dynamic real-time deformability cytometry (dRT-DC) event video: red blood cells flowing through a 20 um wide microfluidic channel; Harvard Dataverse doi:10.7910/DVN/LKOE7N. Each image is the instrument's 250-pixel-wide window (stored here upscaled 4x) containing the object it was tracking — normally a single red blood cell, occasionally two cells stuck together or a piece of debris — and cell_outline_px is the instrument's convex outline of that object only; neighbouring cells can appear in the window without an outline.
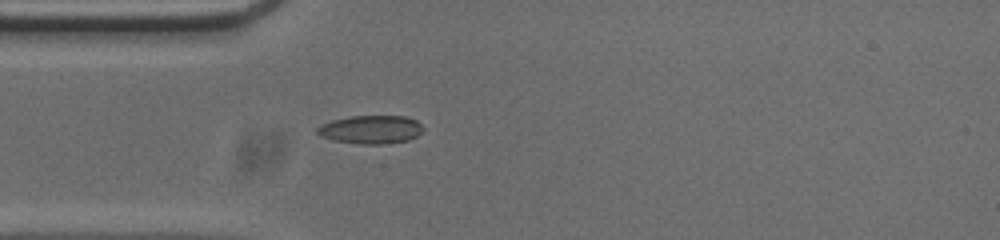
{"species": "common noctule bat (a hibernating species)", "species_latin": "Nyctalus noctula", "temperature_condition": "cold", "stored_images_in_passage": 34, "camera_frame_rate_fps": 3000, "um_per_image_px": 0.085, "animal": {"sex": "male", "body_mass_g": 20.0, "forearm_length_mm": 53.3}, "frame": {"image": 1, "passage_image": 1, "time_ms": 0.0, "image_size_px": [1000, 240], "cell_outline_px": [[424, 128], [416, 136], [408, 140], [380, 144], [360, 144], [332, 140], [320, 136], [316, 132], [316, 128], [320, 124], [332, 120], [352, 116], [404, 116], [416, 120]], "centroid_in_image_um": [31.48, 11.01], "position_along_channel_um": 53.5, "area_um2": 17.46}}
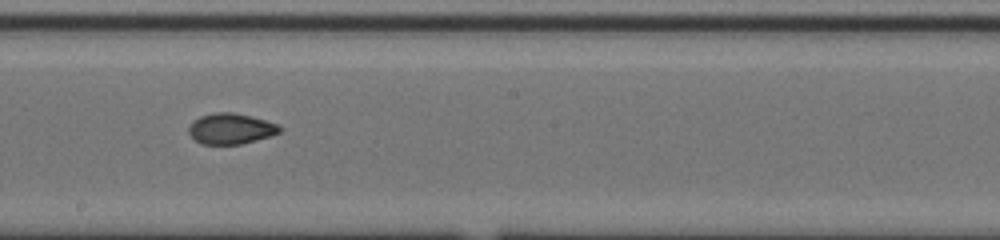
{"frame": {"image": 2, "passage_image": 15, "time_ms": 4.667, "image_size_px": [1000, 240], "cell_outline_px": [[284, 128], [280, 132], [272, 136], [240, 144], [200, 144], [188, 132], [188, 128], [192, 120], [200, 116], [212, 112], [232, 112], [252, 116], [276, 124]], "centroid_in_image_um": [19.61, 10.93], "position_along_channel_um": 228.6, "area_um2": 16.42}}
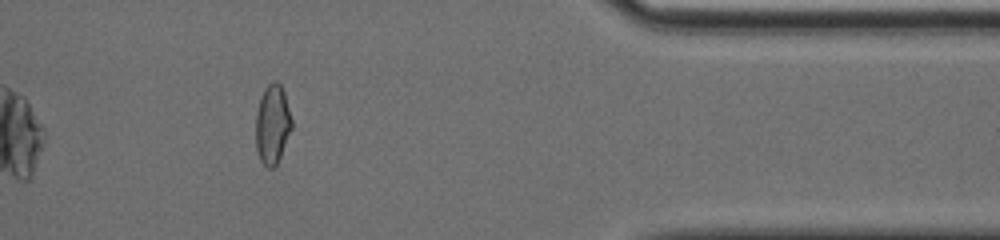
{"frame": {"image": 3, "passage_image": 30, "time_ms": 9.667, "image_size_px": [1000, 240], "cell_outline_px": [[292, 128], [280, 156], [276, 164], [272, 168], [268, 168], [260, 160], [256, 148], [256, 112], [264, 88], [272, 80], [276, 80], [280, 84], [284, 92], [292, 120]], "centroid_in_image_um": [23.15, 10.54], "position_along_channel_um": 388.2, "area_um2": 16.53}, "authors_computed_cell_mechanics": {"area_um2": 16.3863, "velocity_mm_per_s": 3.7966, "shape_relaxation_time_tau1_ms": null, "shape_relaxation_time_tau2_ms": 0.7203, "deformation_change_tau1": null, "deformation_change_tau2": 0.0544}}